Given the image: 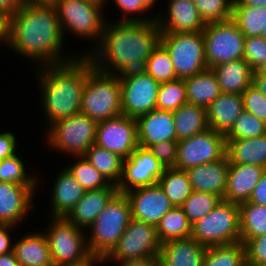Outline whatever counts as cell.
I'll use <instances>...</instances> for the list:
<instances>
[{
  "instance_id": "d590c367",
  "label": "cell",
  "mask_w": 266,
  "mask_h": 266,
  "mask_svg": "<svg viewBox=\"0 0 266 266\" xmlns=\"http://www.w3.org/2000/svg\"><path fill=\"white\" fill-rule=\"evenodd\" d=\"M232 20L245 37L261 36L266 29V6H233Z\"/></svg>"
},
{
  "instance_id": "f5cc1de1",
  "label": "cell",
  "mask_w": 266,
  "mask_h": 266,
  "mask_svg": "<svg viewBox=\"0 0 266 266\" xmlns=\"http://www.w3.org/2000/svg\"><path fill=\"white\" fill-rule=\"evenodd\" d=\"M248 202L266 206V170L254 188Z\"/></svg>"
},
{
  "instance_id": "5bb4252c",
  "label": "cell",
  "mask_w": 266,
  "mask_h": 266,
  "mask_svg": "<svg viewBox=\"0 0 266 266\" xmlns=\"http://www.w3.org/2000/svg\"><path fill=\"white\" fill-rule=\"evenodd\" d=\"M163 171L164 167L152 152L138 146L128 158L123 159L122 175L117 183L118 193L155 185Z\"/></svg>"
},
{
  "instance_id": "e7e4bbea",
  "label": "cell",
  "mask_w": 266,
  "mask_h": 266,
  "mask_svg": "<svg viewBox=\"0 0 266 266\" xmlns=\"http://www.w3.org/2000/svg\"><path fill=\"white\" fill-rule=\"evenodd\" d=\"M82 1H86L96 5H102L105 6L106 8L108 7V3H106L107 0H82Z\"/></svg>"
},
{
  "instance_id": "52a82bcc",
  "label": "cell",
  "mask_w": 266,
  "mask_h": 266,
  "mask_svg": "<svg viewBox=\"0 0 266 266\" xmlns=\"http://www.w3.org/2000/svg\"><path fill=\"white\" fill-rule=\"evenodd\" d=\"M97 122L85 114L73 116L54 122L44 136L45 147L55 153L66 154L67 157L84 156L86 151L95 144ZM54 149V150H53Z\"/></svg>"
},
{
  "instance_id": "f1b7e54d",
  "label": "cell",
  "mask_w": 266,
  "mask_h": 266,
  "mask_svg": "<svg viewBox=\"0 0 266 266\" xmlns=\"http://www.w3.org/2000/svg\"><path fill=\"white\" fill-rule=\"evenodd\" d=\"M229 164L256 165L266 169V134L248 139H226Z\"/></svg>"
},
{
  "instance_id": "83f0119b",
  "label": "cell",
  "mask_w": 266,
  "mask_h": 266,
  "mask_svg": "<svg viewBox=\"0 0 266 266\" xmlns=\"http://www.w3.org/2000/svg\"><path fill=\"white\" fill-rule=\"evenodd\" d=\"M211 69L222 93L242 94L252 85L254 71L244 59L216 65Z\"/></svg>"
},
{
  "instance_id": "8d00e7d4",
  "label": "cell",
  "mask_w": 266,
  "mask_h": 266,
  "mask_svg": "<svg viewBox=\"0 0 266 266\" xmlns=\"http://www.w3.org/2000/svg\"><path fill=\"white\" fill-rule=\"evenodd\" d=\"M202 266H246L245 245L239 241L210 246L206 250Z\"/></svg>"
},
{
  "instance_id": "484cf974",
  "label": "cell",
  "mask_w": 266,
  "mask_h": 266,
  "mask_svg": "<svg viewBox=\"0 0 266 266\" xmlns=\"http://www.w3.org/2000/svg\"><path fill=\"white\" fill-rule=\"evenodd\" d=\"M207 248L191 237L171 240L162 244L159 261L164 266H202Z\"/></svg>"
},
{
  "instance_id": "6125c7cd",
  "label": "cell",
  "mask_w": 266,
  "mask_h": 266,
  "mask_svg": "<svg viewBox=\"0 0 266 266\" xmlns=\"http://www.w3.org/2000/svg\"><path fill=\"white\" fill-rule=\"evenodd\" d=\"M58 0H22L26 5L54 6Z\"/></svg>"
},
{
  "instance_id": "680465c9",
  "label": "cell",
  "mask_w": 266,
  "mask_h": 266,
  "mask_svg": "<svg viewBox=\"0 0 266 266\" xmlns=\"http://www.w3.org/2000/svg\"><path fill=\"white\" fill-rule=\"evenodd\" d=\"M104 266L105 261L104 258L99 257V256H91L84 262L78 263V264H70V265H59V266Z\"/></svg>"
},
{
  "instance_id": "e575fe53",
  "label": "cell",
  "mask_w": 266,
  "mask_h": 266,
  "mask_svg": "<svg viewBox=\"0 0 266 266\" xmlns=\"http://www.w3.org/2000/svg\"><path fill=\"white\" fill-rule=\"evenodd\" d=\"M84 157L93 165L110 183L119 182L122 175L123 158L118 154L107 151L96 144L86 151Z\"/></svg>"
},
{
  "instance_id": "f907efd6",
  "label": "cell",
  "mask_w": 266,
  "mask_h": 266,
  "mask_svg": "<svg viewBox=\"0 0 266 266\" xmlns=\"http://www.w3.org/2000/svg\"><path fill=\"white\" fill-rule=\"evenodd\" d=\"M17 136L9 130L0 132V161L11 157L18 152Z\"/></svg>"
},
{
  "instance_id": "f35d334b",
  "label": "cell",
  "mask_w": 266,
  "mask_h": 266,
  "mask_svg": "<svg viewBox=\"0 0 266 266\" xmlns=\"http://www.w3.org/2000/svg\"><path fill=\"white\" fill-rule=\"evenodd\" d=\"M70 159H73L74 162L68 163L65 167L85 191L100 190L111 184L84 156Z\"/></svg>"
},
{
  "instance_id": "836d02e7",
  "label": "cell",
  "mask_w": 266,
  "mask_h": 266,
  "mask_svg": "<svg viewBox=\"0 0 266 266\" xmlns=\"http://www.w3.org/2000/svg\"><path fill=\"white\" fill-rule=\"evenodd\" d=\"M191 224L181 207L169 210L156 226L161 243L191 237Z\"/></svg>"
},
{
  "instance_id": "be15d7a7",
  "label": "cell",
  "mask_w": 266,
  "mask_h": 266,
  "mask_svg": "<svg viewBox=\"0 0 266 266\" xmlns=\"http://www.w3.org/2000/svg\"><path fill=\"white\" fill-rule=\"evenodd\" d=\"M159 0H137V4H143L150 12L152 11V15L157 16L159 12H156L154 10V6L157 7L156 5L159 4ZM154 13V14H153Z\"/></svg>"
},
{
  "instance_id": "ba28073f",
  "label": "cell",
  "mask_w": 266,
  "mask_h": 266,
  "mask_svg": "<svg viewBox=\"0 0 266 266\" xmlns=\"http://www.w3.org/2000/svg\"><path fill=\"white\" fill-rule=\"evenodd\" d=\"M191 238L207 247L240 241L239 204L222 200L191 226Z\"/></svg>"
},
{
  "instance_id": "11a10c76",
  "label": "cell",
  "mask_w": 266,
  "mask_h": 266,
  "mask_svg": "<svg viewBox=\"0 0 266 266\" xmlns=\"http://www.w3.org/2000/svg\"><path fill=\"white\" fill-rule=\"evenodd\" d=\"M10 16L0 10V45L7 47L9 42Z\"/></svg>"
},
{
  "instance_id": "ffe728a7",
  "label": "cell",
  "mask_w": 266,
  "mask_h": 266,
  "mask_svg": "<svg viewBox=\"0 0 266 266\" xmlns=\"http://www.w3.org/2000/svg\"><path fill=\"white\" fill-rule=\"evenodd\" d=\"M51 187L52 190L47 191L50 198L46 217H66L86 193L65 166L57 172Z\"/></svg>"
},
{
  "instance_id": "7bdbcfd3",
  "label": "cell",
  "mask_w": 266,
  "mask_h": 266,
  "mask_svg": "<svg viewBox=\"0 0 266 266\" xmlns=\"http://www.w3.org/2000/svg\"><path fill=\"white\" fill-rule=\"evenodd\" d=\"M266 134L265 122L243 110L232 128L224 135L226 139H248Z\"/></svg>"
},
{
  "instance_id": "7402d4cb",
  "label": "cell",
  "mask_w": 266,
  "mask_h": 266,
  "mask_svg": "<svg viewBox=\"0 0 266 266\" xmlns=\"http://www.w3.org/2000/svg\"><path fill=\"white\" fill-rule=\"evenodd\" d=\"M228 170L229 159L226 155L221 160L189 168L186 171L193 191L216 194L224 199Z\"/></svg>"
},
{
  "instance_id": "ac0fdd59",
  "label": "cell",
  "mask_w": 266,
  "mask_h": 266,
  "mask_svg": "<svg viewBox=\"0 0 266 266\" xmlns=\"http://www.w3.org/2000/svg\"><path fill=\"white\" fill-rule=\"evenodd\" d=\"M166 5L158 8L156 16L161 33H194L205 28L193 0H168Z\"/></svg>"
},
{
  "instance_id": "4316f807",
  "label": "cell",
  "mask_w": 266,
  "mask_h": 266,
  "mask_svg": "<svg viewBox=\"0 0 266 266\" xmlns=\"http://www.w3.org/2000/svg\"><path fill=\"white\" fill-rule=\"evenodd\" d=\"M243 110L242 94L221 93L206 108L209 128L225 135Z\"/></svg>"
},
{
  "instance_id": "03108f58",
  "label": "cell",
  "mask_w": 266,
  "mask_h": 266,
  "mask_svg": "<svg viewBox=\"0 0 266 266\" xmlns=\"http://www.w3.org/2000/svg\"><path fill=\"white\" fill-rule=\"evenodd\" d=\"M261 37H263L266 40V29L262 32Z\"/></svg>"
},
{
  "instance_id": "9a60e30c",
  "label": "cell",
  "mask_w": 266,
  "mask_h": 266,
  "mask_svg": "<svg viewBox=\"0 0 266 266\" xmlns=\"http://www.w3.org/2000/svg\"><path fill=\"white\" fill-rule=\"evenodd\" d=\"M95 144L128 158L139 146L136 119L120 115L98 122Z\"/></svg>"
},
{
  "instance_id": "d6986e66",
  "label": "cell",
  "mask_w": 266,
  "mask_h": 266,
  "mask_svg": "<svg viewBox=\"0 0 266 266\" xmlns=\"http://www.w3.org/2000/svg\"><path fill=\"white\" fill-rule=\"evenodd\" d=\"M131 207V218L157 226L173 208L159 184L137 188L125 193Z\"/></svg>"
},
{
  "instance_id": "681fc988",
  "label": "cell",
  "mask_w": 266,
  "mask_h": 266,
  "mask_svg": "<svg viewBox=\"0 0 266 266\" xmlns=\"http://www.w3.org/2000/svg\"><path fill=\"white\" fill-rule=\"evenodd\" d=\"M164 168H175L178 141H163L148 147Z\"/></svg>"
},
{
  "instance_id": "9f6ffc18",
  "label": "cell",
  "mask_w": 266,
  "mask_h": 266,
  "mask_svg": "<svg viewBox=\"0 0 266 266\" xmlns=\"http://www.w3.org/2000/svg\"><path fill=\"white\" fill-rule=\"evenodd\" d=\"M22 4V0H0V10L11 17L21 8Z\"/></svg>"
},
{
  "instance_id": "60d3db41",
  "label": "cell",
  "mask_w": 266,
  "mask_h": 266,
  "mask_svg": "<svg viewBox=\"0 0 266 266\" xmlns=\"http://www.w3.org/2000/svg\"><path fill=\"white\" fill-rule=\"evenodd\" d=\"M223 199L216 194L192 191L181 208L192 225L209 214Z\"/></svg>"
},
{
  "instance_id": "8992f818",
  "label": "cell",
  "mask_w": 266,
  "mask_h": 266,
  "mask_svg": "<svg viewBox=\"0 0 266 266\" xmlns=\"http://www.w3.org/2000/svg\"><path fill=\"white\" fill-rule=\"evenodd\" d=\"M80 113L97 123L122 115L121 83L116 74L95 67L88 72Z\"/></svg>"
},
{
  "instance_id": "4dcf8cb0",
  "label": "cell",
  "mask_w": 266,
  "mask_h": 266,
  "mask_svg": "<svg viewBox=\"0 0 266 266\" xmlns=\"http://www.w3.org/2000/svg\"><path fill=\"white\" fill-rule=\"evenodd\" d=\"M176 141L190 138L209 129L206 108L186 103L172 112Z\"/></svg>"
},
{
  "instance_id": "9c48e42d",
  "label": "cell",
  "mask_w": 266,
  "mask_h": 266,
  "mask_svg": "<svg viewBox=\"0 0 266 266\" xmlns=\"http://www.w3.org/2000/svg\"><path fill=\"white\" fill-rule=\"evenodd\" d=\"M43 230L48 240L54 266L84 262L92 255L87 246L86 230L76 227L65 217H47Z\"/></svg>"
},
{
  "instance_id": "603a6c76",
  "label": "cell",
  "mask_w": 266,
  "mask_h": 266,
  "mask_svg": "<svg viewBox=\"0 0 266 266\" xmlns=\"http://www.w3.org/2000/svg\"><path fill=\"white\" fill-rule=\"evenodd\" d=\"M117 193V185L113 183L100 190L86 191L65 218L76 227L87 230Z\"/></svg>"
},
{
  "instance_id": "d6a6232c",
  "label": "cell",
  "mask_w": 266,
  "mask_h": 266,
  "mask_svg": "<svg viewBox=\"0 0 266 266\" xmlns=\"http://www.w3.org/2000/svg\"><path fill=\"white\" fill-rule=\"evenodd\" d=\"M240 242L266 234V206L248 201L239 204Z\"/></svg>"
},
{
  "instance_id": "30bf717a",
  "label": "cell",
  "mask_w": 266,
  "mask_h": 266,
  "mask_svg": "<svg viewBox=\"0 0 266 266\" xmlns=\"http://www.w3.org/2000/svg\"><path fill=\"white\" fill-rule=\"evenodd\" d=\"M160 44L168 51L179 79L188 78L208 68L202 31L161 33Z\"/></svg>"
},
{
  "instance_id": "816d5d0a",
  "label": "cell",
  "mask_w": 266,
  "mask_h": 266,
  "mask_svg": "<svg viewBox=\"0 0 266 266\" xmlns=\"http://www.w3.org/2000/svg\"><path fill=\"white\" fill-rule=\"evenodd\" d=\"M18 229L14 225L0 224V255L7 254L13 251L14 241L12 238L14 230ZM12 232V234H11Z\"/></svg>"
},
{
  "instance_id": "cb8c5ba5",
  "label": "cell",
  "mask_w": 266,
  "mask_h": 266,
  "mask_svg": "<svg viewBox=\"0 0 266 266\" xmlns=\"http://www.w3.org/2000/svg\"><path fill=\"white\" fill-rule=\"evenodd\" d=\"M265 170L256 165L229 164L223 200L236 204L248 201Z\"/></svg>"
},
{
  "instance_id": "d4e9b609",
  "label": "cell",
  "mask_w": 266,
  "mask_h": 266,
  "mask_svg": "<svg viewBox=\"0 0 266 266\" xmlns=\"http://www.w3.org/2000/svg\"><path fill=\"white\" fill-rule=\"evenodd\" d=\"M40 230L29 231L30 233L27 232L19 239L14 237L13 251L19 266H54L51 260L48 240L43 229Z\"/></svg>"
},
{
  "instance_id": "003e7915",
  "label": "cell",
  "mask_w": 266,
  "mask_h": 266,
  "mask_svg": "<svg viewBox=\"0 0 266 266\" xmlns=\"http://www.w3.org/2000/svg\"><path fill=\"white\" fill-rule=\"evenodd\" d=\"M157 266H164V265H162L160 262L157 264Z\"/></svg>"
},
{
  "instance_id": "7dc6e473",
  "label": "cell",
  "mask_w": 266,
  "mask_h": 266,
  "mask_svg": "<svg viewBox=\"0 0 266 266\" xmlns=\"http://www.w3.org/2000/svg\"><path fill=\"white\" fill-rule=\"evenodd\" d=\"M244 110L253 114L256 118L266 121V97L253 85H250L243 93Z\"/></svg>"
},
{
  "instance_id": "e0dca14e",
  "label": "cell",
  "mask_w": 266,
  "mask_h": 266,
  "mask_svg": "<svg viewBox=\"0 0 266 266\" xmlns=\"http://www.w3.org/2000/svg\"><path fill=\"white\" fill-rule=\"evenodd\" d=\"M37 188L38 185L0 182V224L20 227L36 207L33 202Z\"/></svg>"
},
{
  "instance_id": "ab89813d",
  "label": "cell",
  "mask_w": 266,
  "mask_h": 266,
  "mask_svg": "<svg viewBox=\"0 0 266 266\" xmlns=\"http://www.w3.org/2000/svg\"><path fill=\"white\" fill-rule=\"evenodd\" d=\"M188 103L184 79L160 83L157 95L156 109L173 112Z\"/></svg>"
},
{
  "instance_id": "5b68a950",
  "label": "cell",
  "mask_w": 266,
  "mask_h": 266,
  "mask_svg": "<svg viewBox=\"0 0 266 266\" xmlns=\"http://www.w3.org/2000/svg\"><path fill=\"white\" fill-rule=\"evenodd\" d=\"M130 220V202L125 193H117L86 230L91 255L105 258L117 245Z\"/></svg>"
},
{
  "instance_id": "2e32d148",
  "label": "cell",
  "mask_w": 266,
  "mask_h": 266,
  "mask_svg": "<svg viewBox=\"0 0 266 266\" xmlns=\"http://www.w3.org/2000/svg\"><path fill=\"white\" fill-rule=\"evenodd\" d=\"M122 115L137 119L156 109L160 83L144 73L120 79Z\"/></svg>"
},
{
  "instance_id": "3957f363",
  "label": "cell",
  "mask_w": 266,
  "mask_h": 266,
  "mask_svg": "<svg viewBox=\"0 0 266 266\" xmlns=\"http://www.w3.org/2000/svg\"><path fill=\"white\" fill-rule=\"evenodd\" d=\"M87 56H77L62 64L35 68L45 132L54 122L80 113L88 72L93 68Z\"/></svg>"
},
{
  "instance_id": "74e56055",
  "label": "cell",
  "mask_w": 266,
  "mask_h": 266,
  "mask_svg": "<svg viewBox=\"0 0 266 266\" xmlns=\"http://www.w3.org/2000/svg\"><path fill=\"white\" fill-rule=\"evenodd\" d=\"M22 154L18 152L0 161V182L16 183L21 185H38L40 188L39 174L29 173ZM36 174V175H35ZM38 175V176H37ZM37 176V177H36Z\"/></svg>"
},
{
  "instance_id": "6da1fadb",
  "label": "cell",
  "mask_w": 266,
  "mask_h": 266,
  "mask_svg": "<svg viewBox=\"0 0 266 266\" xmlns=\"http://www.w3.org/2000/svg\"><path fill=\"white\" fill-rule=\"evenodd\" d=\"M156 20L111 21L107 15L99 44L87 55L104 73L128 79L146 73V61L160 43Z\"/></svg>"
},
{
  "instance_id": "4fadbf2b",
  "label": "cell",
  "mask_w": 266,
  "mask_h": 266,
  "mask_svg": "<svg viewBox=\"0 0 266 266\" xmlns=\"http://www.w3.org/2000/svg\"><path fill=\"white\" fill-rule=\"evenodd\" d=\"M176 169L188 170L205 163L221 160L227 153L224 134L207 129L190 138L178 141Z\"/></svg>"
},
{
  "instance_id": "db71d44e",
  "label": "cell",
  "mask_w": 266,
  "mask_h": 266,
  "mask_svg": "<svg viewBox=\"0 0 266 266\" xmlns=\"http://www.w3.org/2000/svg\"><path fill=\"white\" fill-rule=\"evenodd\" d=\"M159 257H149L146 259H134L127 261H105V264L115 263L114 266H157Z\"/></svg>"
},
{
  "instance_id": "7c38bea8",
  "label": "cell",
  "mask_w": 266,
  "mask_h": 266,
  "mask_svg": "<svg viewBox=\"0 0 266 266\" xmlns=\"http://www.w3.org/2000/svg\"><path fill=\"white\" fill-rule=\"evenodd\" d=\"M161 247L162 243L155 226L131 218L124 234L104 261L159 257Z\"/></svg>"
},
{
  "instance_id": "277c9868",
  "label": "cell",
  "mask_w": 266,
  "mask_h": 266,
  "mask_svg": "<svg viewBox=\"0 0 266 266\" xmlns=\"http://www.w3.org/2000/svg\"><path fill=\"white\" fill-rule=\"evenodd\" d=\"M54 7L65 38L70 33L75 38L92 41L89 49L76 51L78 56H87L101 40L107 20L105 6L82 0H58Z\"/></svg>"
},
{
  "instance_id": "6f0895ef",
  "label": "cell",
  "mask_w": 266,
  "mask_h": 266,
  "mask_svg": "<svg viewBox=\"0 0 266 266\" xmlns=\"http://www.w3.org/2000/svg\"><path fill=\"white\" fill-rule=\"evenodd\" d=\"M252 85L266 97V72L264 70L253 73Z\"/></svg>"
},
{
  "instance_id": "f6af8a7d",
  "label": "cell",
  "mask_w": 266,
  "mask_h": 266,
  "mask_svg": "<svg viewBox=\"0 0 266 266\" xmlns=\"http://www.w3.org/2000/svg\"><path fill=\"white\" fill-rule=\"evenodd\" d=\"M111 1L115 4V8H117L118 12H121L122 14L121 16H119V18L117 17V19L111 18V21L145 22V21L156 20V16L151 15L150 11L143 4H137V0H111ZM107 3H109V0H107Z\"/></svg>"
},
{
  "instance_id": "ee69618b",
  "label": "cell",
  "mask_w": 266,
  "mask_h": 266,
  "mask_svg": "<svg viewBox=\"0 0 266 266\" xmlns=\"http://www.w3.org/2000/svg\"><path fill=\"white\" fill-rule=\"evenodd\" d=\"M205 24L232 19L234 0H193Z\"/></svg>"
},
{
  "instance_id": "8fae6325",
  "label": "cell",
  "mask_w": 266,
  "mask_h": 266,
  "mask_svg": "<svg viewBox=\"0 0 266 266\" xmlns=\"http://www.w3.org/2000/svg\"><path fill=\"white\" fill-rule=\"evenodd\" d=\"M202 32L208 68L243 59L245 35L232 19L207 23Z\"/></svg>"
},
{
  "instance_id": "44dd1931",
  "label": "cell",
  "mask_w": 266,
  "mask_h": 266,
  "mask_svg": "<svg viewBox=\"0 0 266 266\" xmlns=\"http://www.w3.org/2000/svg\"><path fill=\"white\" fill-rule=\"evenodd\" d=\"M138 144L148 148L163 141H176V129L172 112L152 110L136 119Z\"/></svg>"
},
{
  "instance_id": "f546056e",
  "label": "cell",
  "mask_w": 266,
  "mask_h": 266,
  "mask_svg": "<svg viewBox=\"0 0 266 266\" xmlns=\"http://www.w3.org/2000/svg\"><path fill=\"white\" fill-rule=\"evenodd\" d=\"M184 82L189 104L207 108L222 93L211 68L185 78Z\"/></svg>"
},
{
  "instance_id": "1f68e13d",
  "label": "cell",
  "mask_w": 266,
  "mask_h": 266,
  "mask_svg": "<svg viewBox=\"0 0 266 266\" xmlns=\"http://www.w3.org/2000/svg\"><path fill=\"white\" fill-rule=\"evenodd\" d=\"M157 183L173 207H181L193 191L186 170L164 168Z\"/></svg>"
},
{
  "instance_id": "b9f144b4",
  "label": "cell",
  "mask_w": 266,
  "mask_h": 266,
  "mask_svg": "<svg viewBox=\"0 0 266 266\" xmlns=\"http://www.w3.org/2000/svg\"><path fill=\"white\" fill-rule=\"evenodd\" d=\"M146 73L159 83L177 79L169 53L160 43L146 61Z\"/></svg>"
},
{
  "instance_id": "c3c4849f",
  "label": "cell",
  "mask_w": 266,
  "mask_h": 266,
  "mask_svg": "<svg viewBox=\"0 0 266 266\" xmlns=\"http://www.w3.org/2000/svg\"><path fill=\"white\" fill-rule=\"evenodd\" d=\"M245 245L246 266L266 265V234L247 239Z\"/></svg>"
},
{
  "instance_id": "91938a15",
  "label": "cell",
  "mask_w": 266,
  "mask_h": 266,
  "mask_svg": "<svg viewBox=\"0 0 266 266\" xmlns=\"http://www.w3.org/2000/svg\"><path fill=\"white\" fill-rule=\"evenodd\" d=\"M0 266H19L14 251L0 255Z\"/></svg>"
},
{
  "instance_id": "7a4b0ae2",
  "label": "cell",
  "mask_w": 266,
  "mask_h": 266,
  "mask_svg": "<svg viewBox=\"0 0 266 266\" xmlns=\"http://www.w3.org/2000/svg\"><path fill=\"white\" fill-rule=\"evenodd\" d=\"M63 35L54 6L26 5L10 17L7 49L19 58L33 62L36 68L66 63L78 55L67 53ZM32 60V61H31Z\"/></svg>"
},
{
  "instance_id": "94428289",
  "label": "cell",
  "mask_w": 266,
  "mask_h": 266,
  "mask_svg": "<svg viewBox=\"0 0 266 266\" xmlns=\"http://www.w3.org/2000/svg\"><path fill=\"white\" fill-rule=\"evenodd\" d=\"M233 6L265 7L266 0H234Z\"/></svg>"
},
{
  "instance_id": "bcb514c9",
  "label": "cell",
  "mask_w": 266,
  "mask_h": 266,
  "mask_svg": "<svg viewBox=\"0 0 266 266\" xmlns=\"http://www.w3.org/2000/svg\"><path fill=\"white\" fill-rule=\"evenodd\" d=\"M243 59L255 72L266 67V40L261 36L245 37Z\"/></svg>"
}]
</instances>
